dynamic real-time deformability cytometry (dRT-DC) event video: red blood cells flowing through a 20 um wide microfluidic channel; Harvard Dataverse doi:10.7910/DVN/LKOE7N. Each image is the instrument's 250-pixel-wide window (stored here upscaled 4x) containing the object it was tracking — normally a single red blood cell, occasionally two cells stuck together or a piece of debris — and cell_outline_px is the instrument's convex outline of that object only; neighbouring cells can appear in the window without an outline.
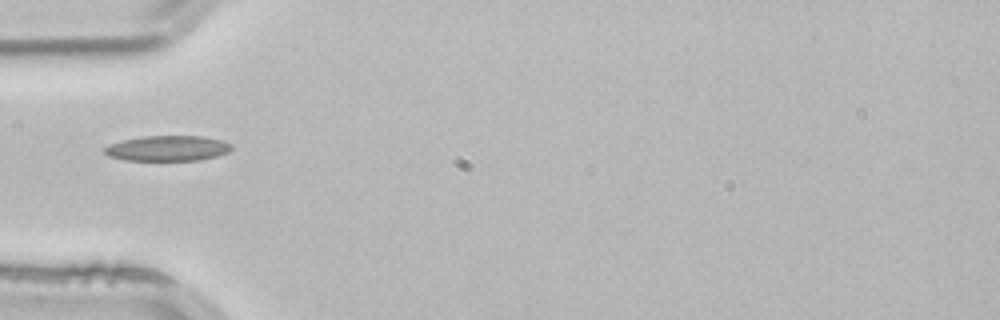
{"species": "common noctule bat (a hibernating species)", "species_latin": "Nyctalus noctula", "temperature_condition": "room temperature", "stored_images_in_passage": 4, "camera_frame_rate_fps": 3000, "um_per_image_px": 0.085, "animal": {"sex": "male", "body_mass_g": 21.5, "forearm_length_mm": 52.0}, "frame": {"image": 1, "passage_image": 4, "time_ms": 1.0, "image_size_px": [1000, 320], "cell_outline_px": [[232, 148], [228, 152], [216, 156], [200, 160], [124, 160], [108, 156], [104, 152], [104, 148], [108, 144], [140, 136], [200, 136], [220, 140], [232, 144]], "centroid_in_image_um": [14.22, 12.6], "position_along_channel_um": 70.8, "area_um2": 18.73}}